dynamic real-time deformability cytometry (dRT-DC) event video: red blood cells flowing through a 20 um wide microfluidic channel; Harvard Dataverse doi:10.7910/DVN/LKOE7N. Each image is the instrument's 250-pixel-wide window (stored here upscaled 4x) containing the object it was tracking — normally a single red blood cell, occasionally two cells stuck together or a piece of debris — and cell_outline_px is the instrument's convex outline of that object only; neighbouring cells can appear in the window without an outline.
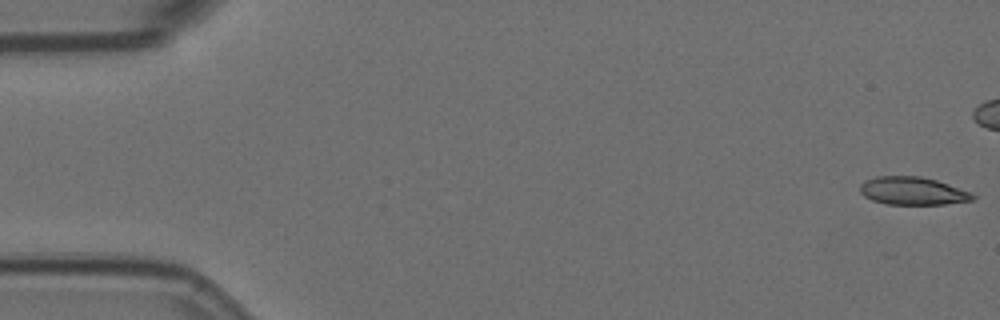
{"species": "Egyptian fruit bat (a non-hibernating species)", "species_latin": "Rousettus aegyptiacus", "temperature_condition": "room temperature", "stored_images_in_passage": 12, "camera_frame_rate_fps": 3000, "um_per_image_px": 0.085, "animal": {"sex": "female"}, "frame": {"image": 1, "passage_image": 1, "time_ms": 0.0, "image_size_px": [1000, 320], "cell_outline_px": [[976, 196], [972, 200], [944, 204], [884, 204], [872, 200], [864, 196], [860, 192], [860, 184], [864, 180], [876, 176], [920, 176], [936, 180], [948, 184], [968, 192]], "centroid_in_image_um": [77.51, 16.22], "position_along_channel_um": 7.5, "area_um2": 18.21}}
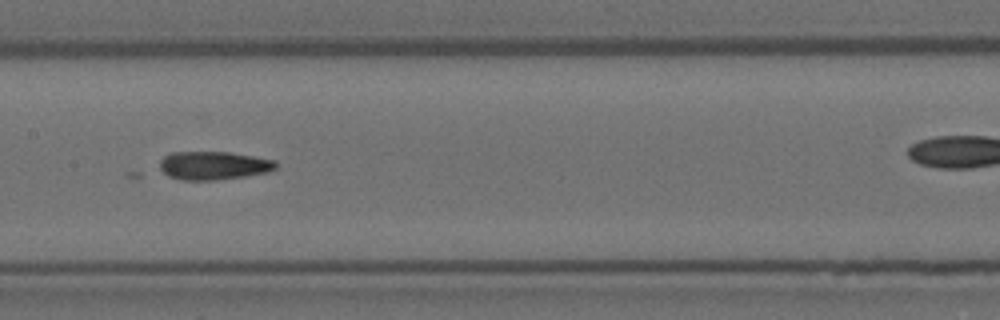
{"frame": {"image": 2, "passage_image": 8, "time_ms": 2.333, "image_size_px": [1000, 320], "cell_outline_px": [[276, 168], [268, 172], [244, 176], [216, 180], [180, 180], [168, 176], [160, 168], [160, 160], [164, 156], [172, 152], [228, 152], [276, 160]], "centroid_in_image_um": [18.14, 14.07], "position_along_channel_um": 189.3, "area_um2": 19.13}}
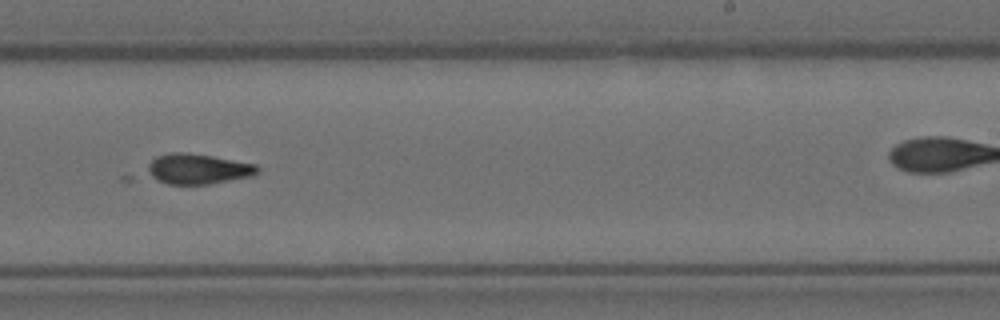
{"frame": {"image": 3, "passage_image": 10, "time_ms": 3.0, "image_size_px": [1000, 320], "cell_outline_px": [[260, 172], [256, 176], [208, 184], [168, 184], [156, 180], [148, 176], [148, 164], [156, 156], [168, 152], [188, 152], [212, 156], [256, 164], [260, 168]], "centroid_in_image_um": [16.84, 14.36], "position_along_channel_um": 272.2, "area_um2": 19.77}}